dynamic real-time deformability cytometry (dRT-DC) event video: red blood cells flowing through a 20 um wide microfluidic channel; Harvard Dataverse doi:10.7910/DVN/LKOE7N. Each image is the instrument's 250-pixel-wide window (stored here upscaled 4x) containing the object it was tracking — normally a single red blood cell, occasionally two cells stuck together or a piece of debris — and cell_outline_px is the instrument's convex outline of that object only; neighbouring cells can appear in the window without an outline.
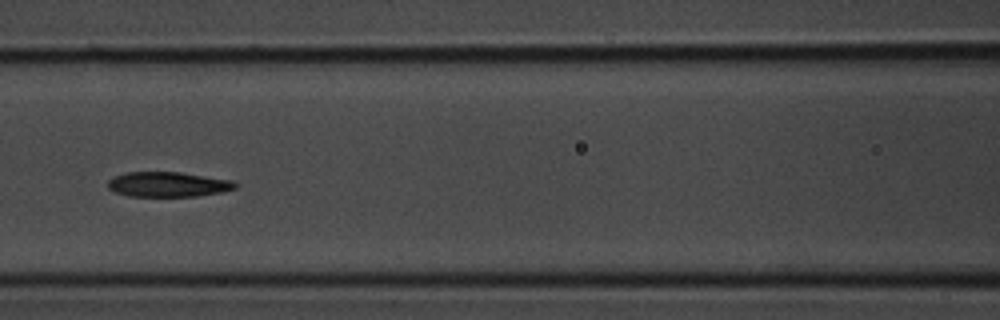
{"species": "common noctule bat (a hibernating species)", "species_latin": "Nyctalus noctula", "temperature_condition": "room temperature", "stored_images_in_passage": 42, "camera_frame_rate_fps": 3000, "um_per_image_px": 0.085, "animal": {"sex": "male", "body_mass_g": 20.1, "forearm_length_mm": 53.5}, "frame": {"image": 1, "passage_image": 19, "time_ms": 6.0, "image_size_px": [1000, 320], "cell_outline_px": [[240, 184], [236, 188], [220, 192], [196, 196], [128, 196], [116, 192], [108, 188], [108, 180], [112, 176], [124, 172], [180, 172], [232, 180]], "centroid_in_image_um": [14.27, 15.66], "position_along_channel_um": 152.3, "area_um2": 18.61}}